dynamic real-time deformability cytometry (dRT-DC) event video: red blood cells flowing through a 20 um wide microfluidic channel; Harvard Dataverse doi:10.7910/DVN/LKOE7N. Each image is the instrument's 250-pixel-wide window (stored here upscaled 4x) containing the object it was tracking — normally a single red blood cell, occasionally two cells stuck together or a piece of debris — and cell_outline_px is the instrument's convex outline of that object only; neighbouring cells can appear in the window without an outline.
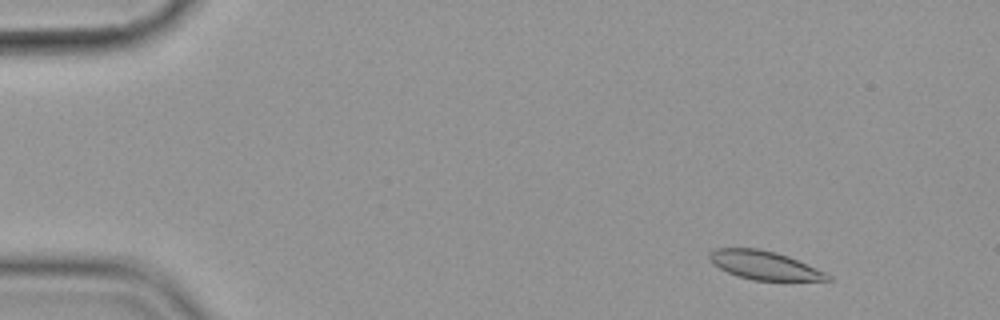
{"species": "common noctule bat (a hibernating species)", "species_latin": "Nyctalus noctula", "temperature_condition": "cold", "stored_images_in_passage": 56, "camera_frame_rate_fps": 3000, "um_per_image_px": 0.085, "animal": {"sex": "female", "body_mass_g": 19.9}, "frame": {"image": 1, "passage_image": 5, "time_ms": 1.333, "image_size_px": [1000, 320], "cell_outline_px": [[832, 280], [752, 280], [736, 276], [712, 264], [708, 260], [708, 252], [716, 248], [756, 248], [776, 252], [788, 256], [816, 268], [832, 276]], "centroid_in_image_um": [64.91, 22.54], "position_along_channel_um": 20.1, "area_um2": 19.65}}
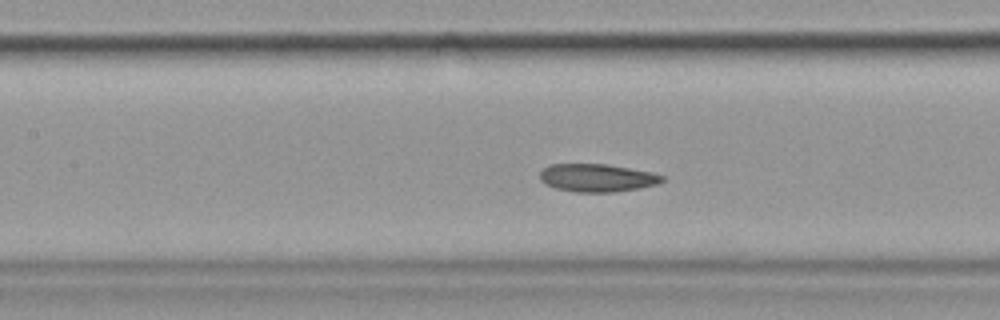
{"frame": {"image": 2, "passage_image": 25, "time_ms": 8.0, "image_size_px": [1000, 320], "cell_outline_px": [[664, 180], [656, 184], [640, 188], [616, 192], [576, 192], [556, 188], [544, 184], [540, 180], [540, 172], [544, 168], [552, 164], [608, 164], [652, 172], [664, 176]], "centroid_in_image_um": [50.75, 15.12], "position_along_channel_um": 156.6, "area_um2": 19.94}}
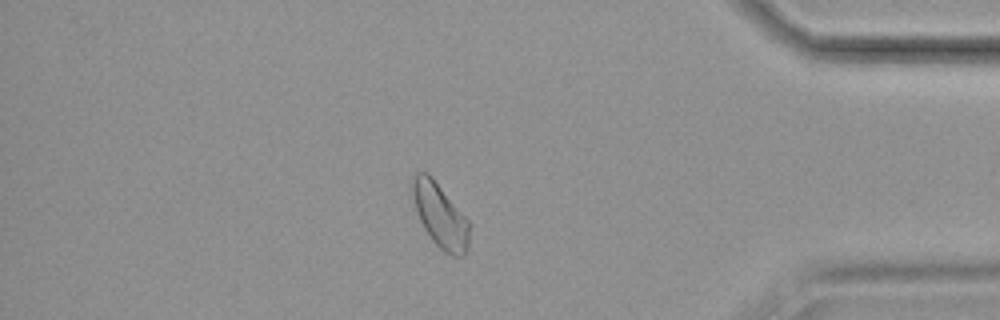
{"frame": {"image": 3, "passage_image": 48, "time_ms": 15.667, "image_size_px": [1000, 320], "cell_outline_px": [[468, 252], [464, 256], [452, 256], [444, 252], [432, 240], [424, 228], [416, 212], [412, 196], [412, 176], [416, 172], [428, 172], [432, 176], [468, 220]], "centroid_in_image_um": [37.39, 18.31], "position_along_channel_um": 397.8, "area_um2": 21.21}, "authors_computed_cell_mechanics": {"area_um2": 20.8658, "velocity_mm_per_s": 3.5243, "shape_relaxation_time_tau1_ms": null, "shape_relaxation_time_tau2_ms": 6.2027, "deformation_change_tau1": null, "deformation_change_tau2": 0.0942}}